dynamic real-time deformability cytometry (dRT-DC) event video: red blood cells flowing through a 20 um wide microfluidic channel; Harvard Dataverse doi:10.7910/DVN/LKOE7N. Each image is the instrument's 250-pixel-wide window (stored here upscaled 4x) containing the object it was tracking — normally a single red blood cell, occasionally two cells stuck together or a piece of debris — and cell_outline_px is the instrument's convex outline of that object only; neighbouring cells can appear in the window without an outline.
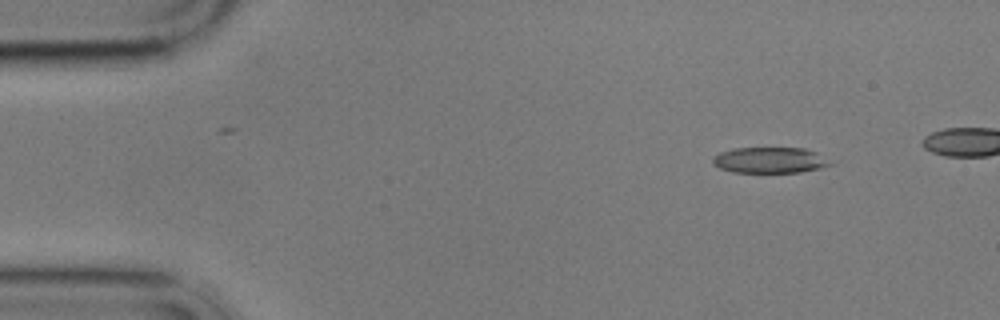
{"species": "common noctule bat (a hibernating species)", "species_latin": "Nyctalus noctula", "temperature_condition": "cold", "stored_images_in_passage": 6, "camera_frame_rate_fps": 3000, "um_per_image_px": 0.085, "animal": {"sex": "male", "body_mass_g": 17.9}, "frame": {"image": 1, "passage_image": 2, "time_ms": 1.333, "image_size_px": [1000, 320], "cell_outline_px": [[832, 164], [820, 168], [800, 172], [732, 172], [720, 168], [712, 160], [720, 152], [732, 148], [804, 148], [816, 152]], "centroid_in_image_um": [65.42, 13.61], "position_along_channel_um": 19.6, "area_um2": 17.4}}